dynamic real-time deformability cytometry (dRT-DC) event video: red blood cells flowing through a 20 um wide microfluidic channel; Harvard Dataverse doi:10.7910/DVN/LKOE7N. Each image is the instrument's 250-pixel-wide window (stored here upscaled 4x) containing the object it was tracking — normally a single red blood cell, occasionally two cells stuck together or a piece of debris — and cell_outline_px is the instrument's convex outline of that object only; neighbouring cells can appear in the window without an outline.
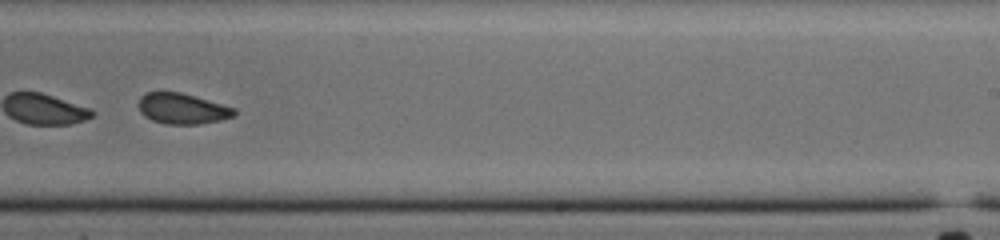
{"species": "common noctule bat (a hibernating species)", "species_latin": "Nyctalus noctula", "temperature_condition": "cold", "stored_images_in_passage": 51, "segment_of_instrument_passage": [2, 2], "camera_frame_rate_fps": 3000, "um_per_image_px": 0.085, "animal": {"sex": "male", "body_mass_g": 20.0, "forearm_length_mm": 53.3}, "frame": {"image": 1, "passage_image": 31, "time_ms": 10.0, "image_size_px": [1000, 240], "cell_outline_px": [[236, 116], [220, 120], [200, 124], [164, 124], [152, 120], [144, 116], [140, 112], [140, 96], [148, 92], [180, 92], [236, 108]], "centroid_in_image_um": [15.52, 9.24], "position_along_channel_um": 273.5, "area_um2": 17.05}}